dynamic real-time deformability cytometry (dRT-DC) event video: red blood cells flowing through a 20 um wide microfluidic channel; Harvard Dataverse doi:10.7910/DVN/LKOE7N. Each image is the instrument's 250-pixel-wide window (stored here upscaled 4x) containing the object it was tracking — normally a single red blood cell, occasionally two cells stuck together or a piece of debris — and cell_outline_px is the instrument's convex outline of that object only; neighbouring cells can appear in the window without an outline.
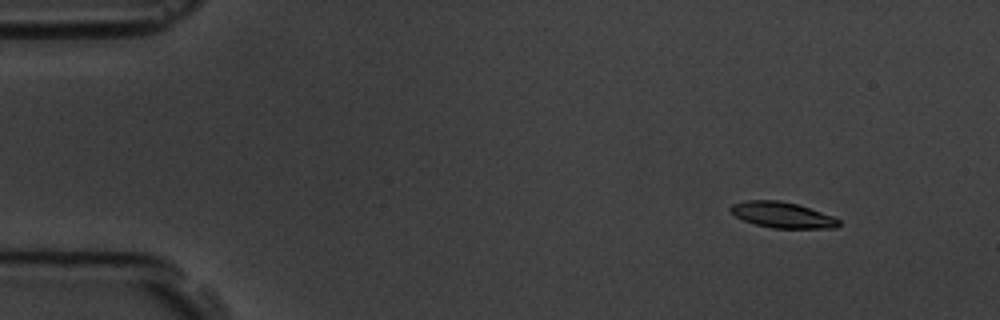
{"species": "common noctule bat (a hibernating species)", "species_latin": "Nyctalus noctula", "temperature_condition": "room temperature", "stored_images_in_passage": 4, "camera_frame_rate_fps": 3000, "um_per_image_px": 0.085, "animal": {"sex": "male", "body_mass_g": 19.5, "forearm_length_mm": 54.6}, "frame": {"image": 1, "passage_image": 2, "time_ms": 1.0, "image_size_px": [1000, 320], "cell_outline_px": [[840, 224], [836, 228], [772, 228], [756, 224], [744, 220], [736, 216], [728, 208], [732, 204], [748, 200], [780, 200], [796, 204], [836, 216], [840, 220]], "centroid_in_image_um": [66.54, 18.27], "position_along_channel_um": 18.5, "area_um2": 16.3}}
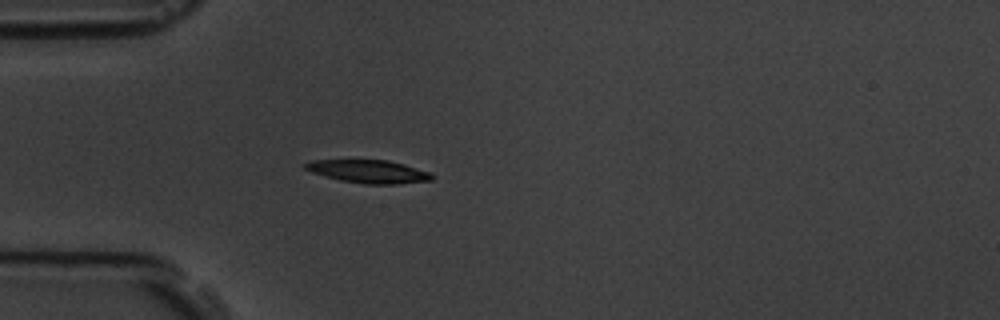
{"frame": {"image": 2, "passage_image": 4, "time_ms": 4.333, "image_size_px": [1000, 320], "cell_outline_px": [[432, 180], [396, 184], [364, 184], [340, 180], [324, 176], [312, 172], [304, 168], [304, 164], [312, 160], [388, 160], [404, 164], [432, 172]], "centroid_in_image_um": [31.35, 14.57], "position_along_channel_um": 53.7, "area_um2": 16.99}}